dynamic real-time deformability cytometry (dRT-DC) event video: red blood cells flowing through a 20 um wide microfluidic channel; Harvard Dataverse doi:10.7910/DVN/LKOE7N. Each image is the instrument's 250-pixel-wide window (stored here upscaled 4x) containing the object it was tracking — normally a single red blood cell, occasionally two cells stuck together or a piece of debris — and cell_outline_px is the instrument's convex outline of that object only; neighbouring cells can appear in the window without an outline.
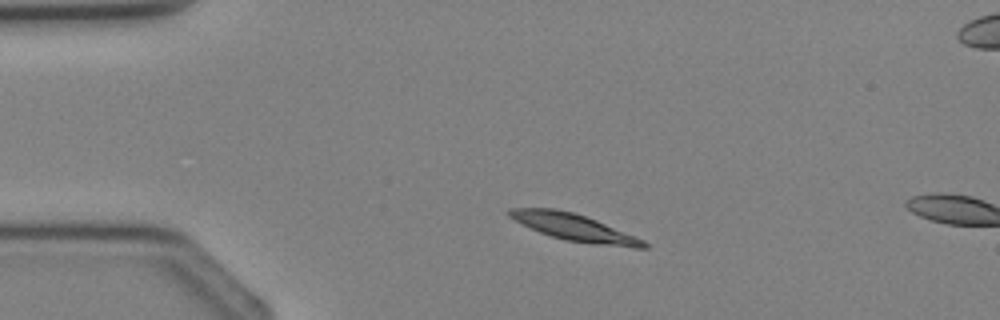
{"species": "Egyptian fruit bat (a non-hibernating species)", "species_latin": "Rousettus aegyptiacus", "temperature_condition": "cold", "stored_images_in_passage": 2, "camera_frame_rate_fps": 3000, "um_per_image_px": 0.085, "animal": {"sex": "female"}, "frame": {"image": 1, "passage_image": 1, "time_ms": 0.0, "image_size_px": [1000, 320], "cell_outline_px": [[648, 248], [632, 248], [592, 244], [564, 240], [540, 232], [508, 216], [508, 208], [556, 208], [572, 212], [596, 220], [644, 240], [648, 244]], "centroid_in_image_um": [48.84, 19.34], "position_along_channel_um": 36.2, "area_um2": 20.81}}